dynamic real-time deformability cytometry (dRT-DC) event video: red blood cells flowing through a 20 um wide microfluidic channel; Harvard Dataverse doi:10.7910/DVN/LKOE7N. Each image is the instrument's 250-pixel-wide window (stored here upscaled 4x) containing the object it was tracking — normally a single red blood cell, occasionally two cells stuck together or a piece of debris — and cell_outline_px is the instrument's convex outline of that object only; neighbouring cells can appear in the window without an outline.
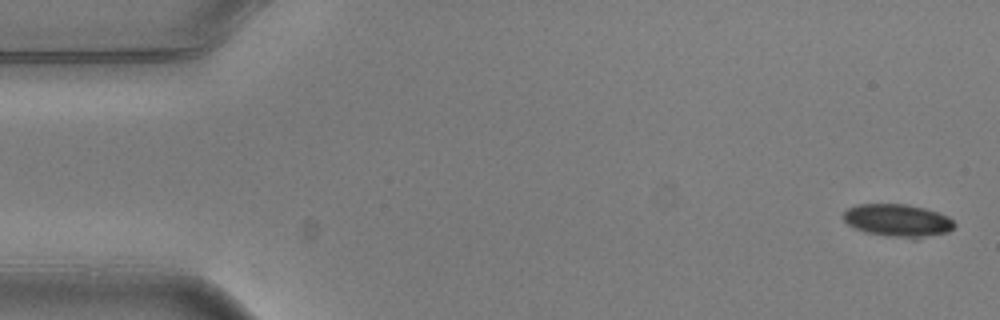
{"species": "common noctule bat (a hibernating species)", "species_latin": "Nyctalus noctula", "temperature_condition": "warm", "stored_images_in_passage": 4, "camera_frame_rate_fps": 3000, "um_per_image_px": 0.085, "animal": {"sex": "male", "body_mass_g": 20.5, "forearm_length_mm": 52.5}, "frame": {"image": 1, "passage_image": 1, "time_ms": 0.0, "image_size_px": [1000, 320], "cell_outline_px": [[956, 224], [948, 232], [916, 240], [912, 240], [864, 232], [848, 224], [840, 216], [848, 208], [856, 204], [908, 204], [924, 208], [948, 216]], "centroid_in_image_um": [76.3, 18.76], "position_along_channel_um": 8.7, "area_um2": 21.5}}
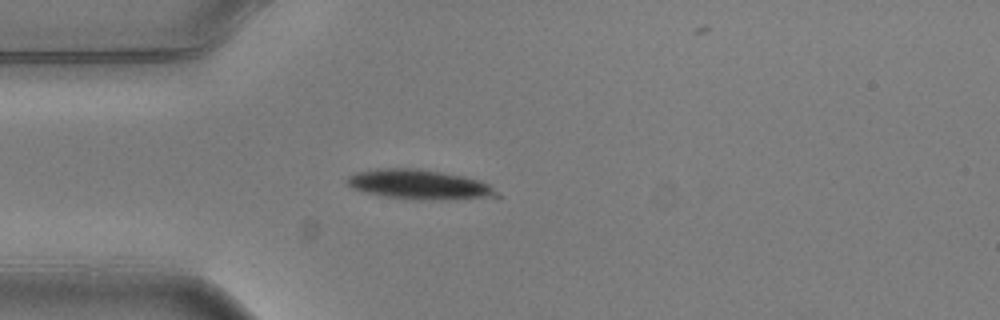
{"frame": {"image": 2, "passage_image": 4, "time_ms": 1.0, "image_size_px": [1000, 320], "cell_outline_px": [[504, 196], [440, 200], [420, 200], [388, 196], [368, 192], [352, 188], [348, 184], [348, 176], [356, 172], [376, 168], [420, 168], [464, 176], [480, 180], [488, 184]], "centroid_in_image_um": [35.7, 15.67], "position_along_channel_um": 49.3, "area_um2": 25.84}}